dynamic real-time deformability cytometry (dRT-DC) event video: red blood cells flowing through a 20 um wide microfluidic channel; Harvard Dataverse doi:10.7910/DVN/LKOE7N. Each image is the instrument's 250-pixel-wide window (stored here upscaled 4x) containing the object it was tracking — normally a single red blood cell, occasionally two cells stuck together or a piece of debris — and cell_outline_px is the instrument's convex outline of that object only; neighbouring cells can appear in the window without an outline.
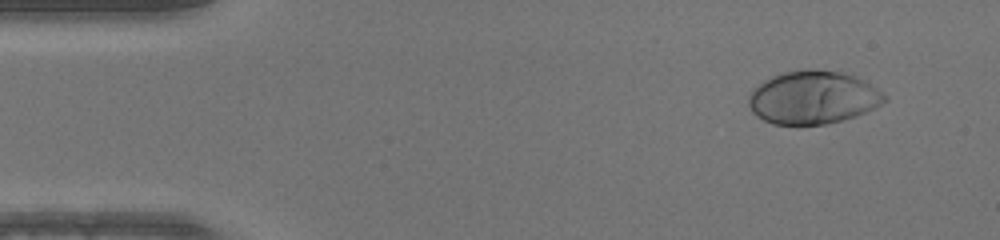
{"species": "human", "species_latin": "Homo sapiens", "temperature_condition": "warm", "stored_images_in_passage": 46, "camera_frame_rate_fps": 3000, "um_per_image_px": 0.085, "donor": {"sex": "male"}, "frame": {"image": 1, "passage_image": 1, "time_ms": 0.0, "image_size_px": [1000, 240], "cell_outline_px": [[888, 100], [856, 116], [824, 124], [772, 124], [756, 116], [752, 112], [748, 104], [748, 92], [752, 88], [764, 80], [772, 76], [784, 72], [804, 68], [816, 68], [840, 72], [856, 76], [876, 88], [888, 96]], "centroid_in_image_um": [69.06, 8.26], "position_along_channel_um": 15.9, "area_um2": 42.25}}
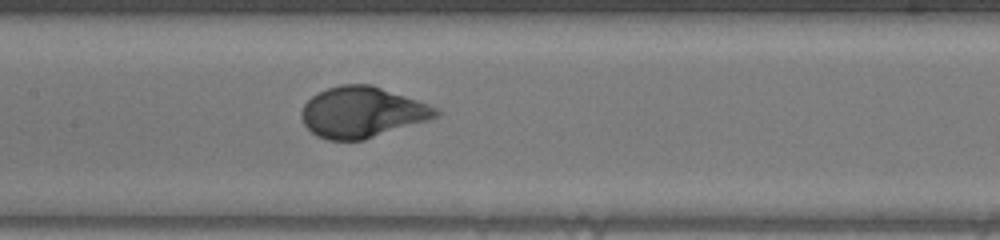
{"frame": {"image": 2, "passage_image": 20, "time_ms": 6.333, "image_size_px": [1000, 240], "cell_outline_px": [[440, 116], [432, 120], [364, 140], [328, 140], [316, 136], [304, 124], [300, 116], [300, 112], [304, 104], [312, 96], [328, 88], [344, 84], [372, 84], [440, 108]], "centroid_in_image_um": [30.83, 9.55], "position_along_channel_um": 176.6, "area_um2": 40.17}}
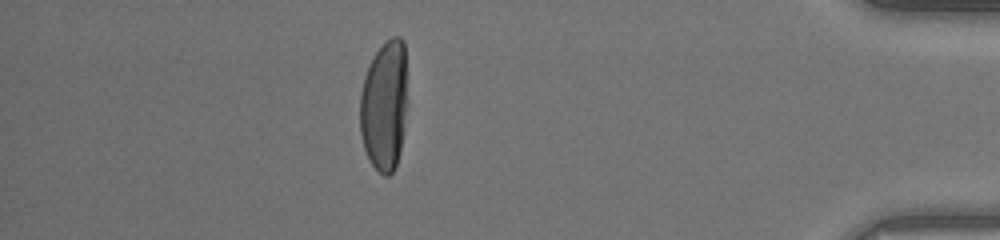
{"frame": {"image": 3, "passage_image": 40, "time_ms": 13.0, "image_size_px": [1000, 240], "cell_outline_px": [[408, 104], [404, 132], [400, 152], [396, 164], [392, 172], [388, 176], [384, 176], [372, 164], [364, 148], [360, 132], [360, 92], [364, 76], [376, 52], [384, 40], [392, 36], [400, 36], [404, 40], [408, 100]], "centroid_in_image_um": [32.7, 8.93], "position_along_channel_um": 402.5, "area_um2": 36.82}}